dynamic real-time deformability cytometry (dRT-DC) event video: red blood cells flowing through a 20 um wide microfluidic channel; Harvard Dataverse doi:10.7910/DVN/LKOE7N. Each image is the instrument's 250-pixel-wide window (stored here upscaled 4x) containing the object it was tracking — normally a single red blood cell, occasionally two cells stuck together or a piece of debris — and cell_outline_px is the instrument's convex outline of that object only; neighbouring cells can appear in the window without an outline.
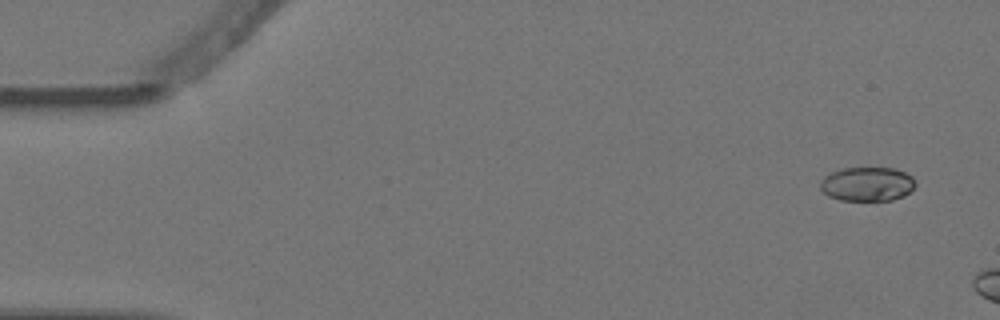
{"species": "Egyptian fruit bat (a non-hibernating species)", "species_latin": "Rousettus aegyptiacus", "temperature_condition": "warm", "stored_images_in_passage": 3, "camera_frame_rate_fps": 3000, "um_per_image_px": 0.085, "animal": {"sex": "female"}, "frame": {"image": 1, "passage_image": 1, "time_ms": 0.0, "image_size_px": [1000, 320], "cell_outline_px": [[916, 184], [904, 196], [892, 200], [840, 200], [828, 196], [820, 188], [820, 180], [824, 176], [832, 172], [844, 168], [896, 168], [912, 176], [916, 180]], "centroid_in_image_um": [73.72, 15.64], "position_along_channel_um": 11.3, "area_um2": 18.96}}